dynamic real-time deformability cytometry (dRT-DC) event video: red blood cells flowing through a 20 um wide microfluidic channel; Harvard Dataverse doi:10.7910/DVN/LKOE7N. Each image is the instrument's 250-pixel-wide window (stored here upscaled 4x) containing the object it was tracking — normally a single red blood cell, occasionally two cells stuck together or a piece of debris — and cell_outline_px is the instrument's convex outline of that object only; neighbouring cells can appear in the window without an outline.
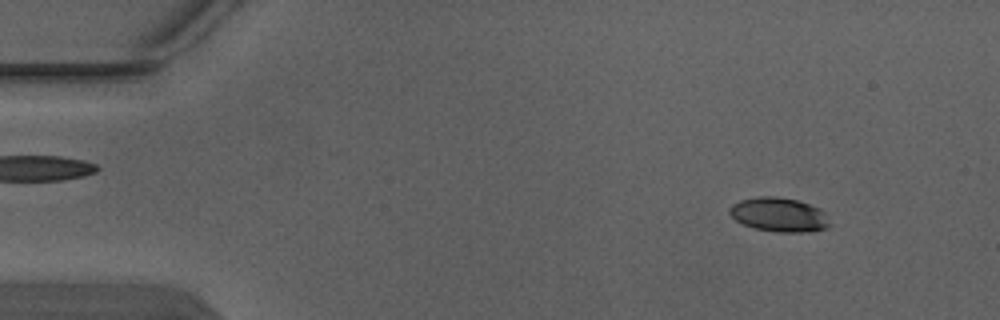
{"species": "Egyptian fruit bat (a non-hibernating species)", "species_latin": "Rousettus aegyptiacus", "temperature_condition": "warm", "stored_images_in_passage": 5, "camera_frame_rate_fps": 3000, "um_per_image_px": 0.085, "animal": {"sex": "male"}, "frame": {"image": 1, "passage_image": 2, "time_ms": 0.333, "image_size_px": [1000, 320], "cell_outline_px": [[832, 224], [828, 228], [808, 232], [780, 232], [756, 228], [744, 224], [736, 220], [728, 212], [728, 208], [732, 204], [740, 200], [760, 196], [776, 196], [796, 200], [820, 208], [828, 212]], "centroid_in_image_um": [66.28, 18.25], "position_along_channel_um": 18.7, "area_um2": 20.17}}
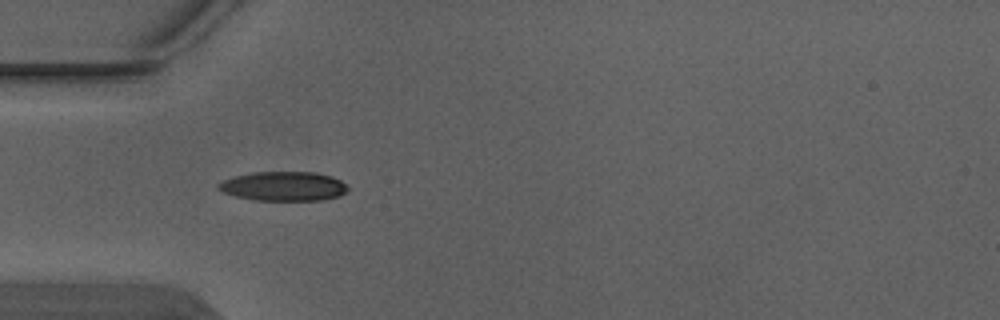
{"frame": {"image": 2, "passage_image": 4, "time_ms": 1.0, "image_size_px": [1000, 320], "cell_outline_px": [[348, 188], [340, 196], [324, 200], [256, 200], [236, 196], [224, 192], [216, 188], [216, 184], [224, 180], [236, 176], [252, 172], [316, 172], [332, 176], [340, 180]], "centroid_in_image_um": [24.1, 15.83], "position_along_channel_um": 60.9, "area_um2": 22.02}}
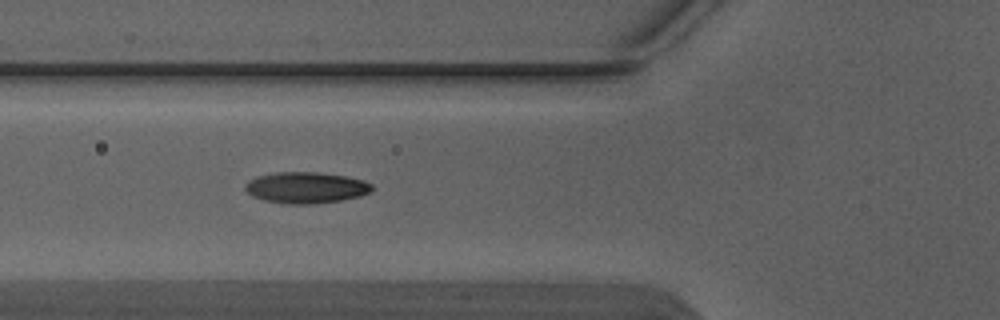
{"frame": {"image": 3, "passage_image": 5, "time_ms": 1.333, "image_size_px": [1000, 320], "cell_outline_px": [[376, 188], [372, 192], [360, 196], [340, 200], [312, 204], [288, 204], [264, 200], [252, 196], [244, 188], [244, 184], [248, 180], [256, 176], [276, 172], [316, 172], [344, 176], [364, 180], [372, 184]], "centroid_in_image_um": [26.02, 15.94], "position_along_channel_um": 99.8, "area_um2": 23.24}}